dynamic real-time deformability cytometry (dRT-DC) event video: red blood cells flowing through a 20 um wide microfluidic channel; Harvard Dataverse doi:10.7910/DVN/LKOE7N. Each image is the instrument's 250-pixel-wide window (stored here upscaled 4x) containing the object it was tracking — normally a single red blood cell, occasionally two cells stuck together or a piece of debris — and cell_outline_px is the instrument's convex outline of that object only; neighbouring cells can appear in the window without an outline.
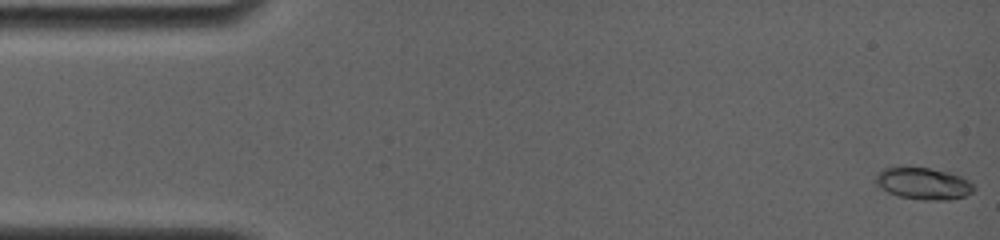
{"species": "common noctule bat (a hibernating species)", "species_latin": "Nyctalus noctula", "temperature_condition": "room temperature", "stored_images_in_passage": 8, "camera_frame_rate_fps": 4000, "um_per_image_px": 0.085, "animal": {"sex": "female", "body_mass_g": 19.0, "forearm_length_mm": 56.7}, "frame": {"image": 1, "passage_image": 1, "time_ms": 0.0, "image_size_px": [1000, 240], "cell_outline_px": [[976, 188], [972, 192], [964, 196], [948, 200], [924, 200], [900, 196], [888, 192], [876, 184], [876, 172], [884, 168], [928, 168], [948, 172], [960, 176], [968, 180]], "centroid_in_image_um": [78.5, 15.61], "position_along_channel_um": 6.5, "area_um2": 17.92}}
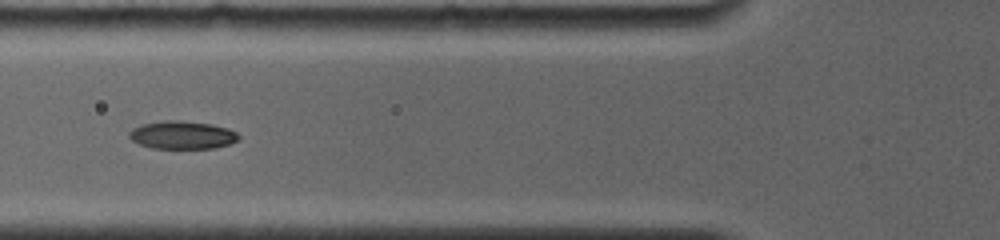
{"frame": {"image": 2, "passage_image": 6, "time_ms": 6.0, "image_size_px": [1000, 240], "cell_outline_px": [[240, 136], [236, 140], [228, 144], [216, 148], [152, 148], [140, 144], [132, 140], [128, 136], [128, 132], [132, 128], [140, 124], [164, 120], [180, 120], [212, 124], [228, 128], [236, 132]], "centroid_in_image_um": [15.46, 11.46], "position_along_channel_um": 110.3, "area_um2": 17.92}}
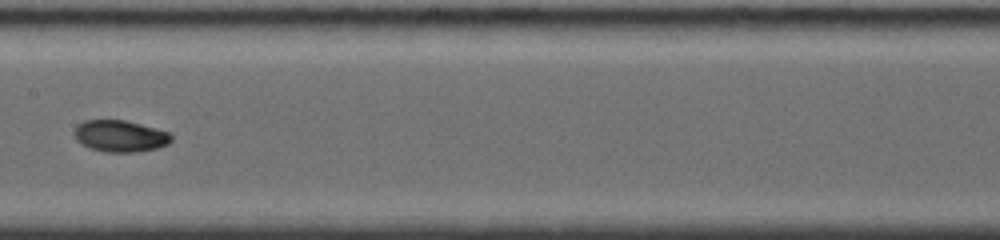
{"frame": {"image": 3, "passage_image": 8, "time_ms": 8.25, "image_size_px": [1000, 240], "cell_outline_px": [[172, 140], [168, 144], [156, 148], [136, 152], [104, 152], [88, 148], [80, 144], [76, 140], [72, 132], [76, 124], [84, 120], [124, 120], [140, 124], [168, 132], [172, 136]], "centroid_in_image_um": [10.14, 11.57], "position_along_channel_um": 197.3, "area_um2": 18.09}}